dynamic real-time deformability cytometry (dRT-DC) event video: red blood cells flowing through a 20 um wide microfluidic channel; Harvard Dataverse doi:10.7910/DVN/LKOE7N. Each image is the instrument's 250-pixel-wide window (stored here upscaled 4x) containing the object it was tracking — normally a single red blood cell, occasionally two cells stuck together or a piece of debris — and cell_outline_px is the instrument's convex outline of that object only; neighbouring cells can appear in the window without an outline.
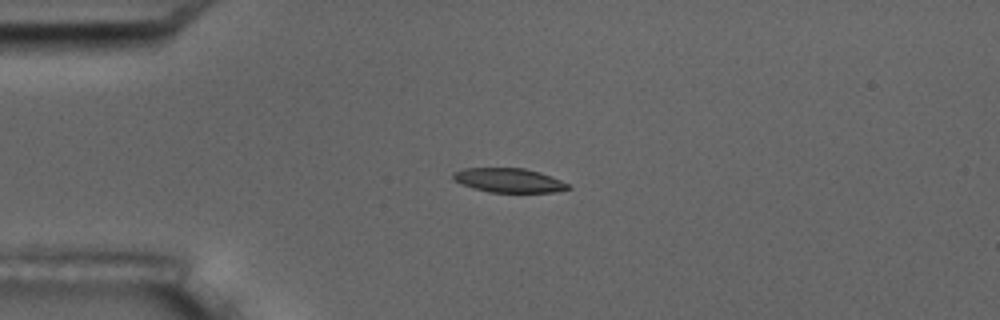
{"species": "common noctule bat (a hibernating species)", "species_latin": "Nyctalus noctula", "temperature_condition": "room temperature", "stored_images_in_passage": 5, "camera_frame_rate_fps": 3000, "um_per_image_px": 0.085, "animal": {"sex": "male", "body_mass_g": 17.5, "forearm_length_mm": 52.3}, "frame": {"image": 1, "passage_image": 4, "time_ms": 3.667, "image_size_px": [1000, 320], "cell_outline_px": [[572, 188], [556, 192], [488, 192], [452, 180], [452, 172], [464, 168], [524, 168], [540, 172], [560, 180], [568, 184]], "centroid_in_image_um": [43.25, 15.32], "position_along_channel_um": 41.8, "area_um2": 16.13}}